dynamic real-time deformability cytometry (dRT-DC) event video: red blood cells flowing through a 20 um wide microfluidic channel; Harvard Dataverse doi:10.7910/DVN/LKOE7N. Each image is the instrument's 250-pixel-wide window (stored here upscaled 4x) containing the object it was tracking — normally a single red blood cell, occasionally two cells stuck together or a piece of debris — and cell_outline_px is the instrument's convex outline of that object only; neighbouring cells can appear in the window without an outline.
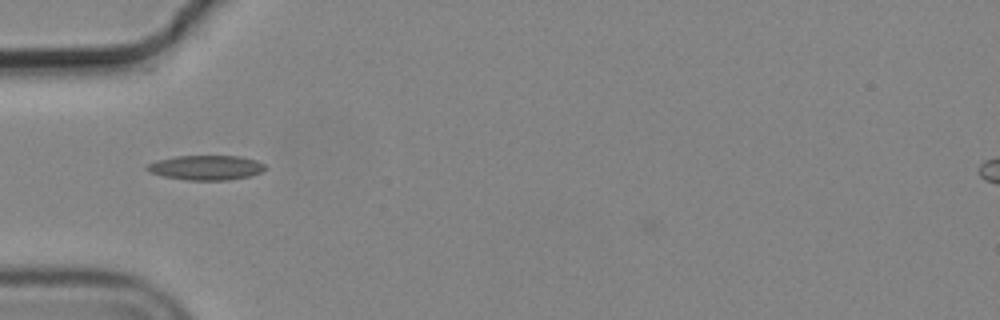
{"species": "common noctule bat (a hibernating species)", "species_latin": "Nyctalus noctula", "temperature_condition": "cold", "stored_images_in_passage": 39, "camera_frame_rate_fps": 3000, "um_per_image_px": 0.085, "animal": {"sex": "male", "body_mass_g": 19.2, "forearm_length_mm": 51.8}, "frame": {"image": 1, "passage_image": 2, "time_ms": 0.333, "image_size_px": [1000, 320], "cell_outline_px": [[268, 168], [260, 172], [248, 176], [228, 180], [188, 180], [164, 176], [148, 172], [144, 168], [148, 164], [156, 160], [176, 156], [240, 156], [256, 160], [264, 164]], "centroid_in_image_um": [17.5, 14.24], "position_along_channel_um": 67.5, "area_um2": 16.99}}
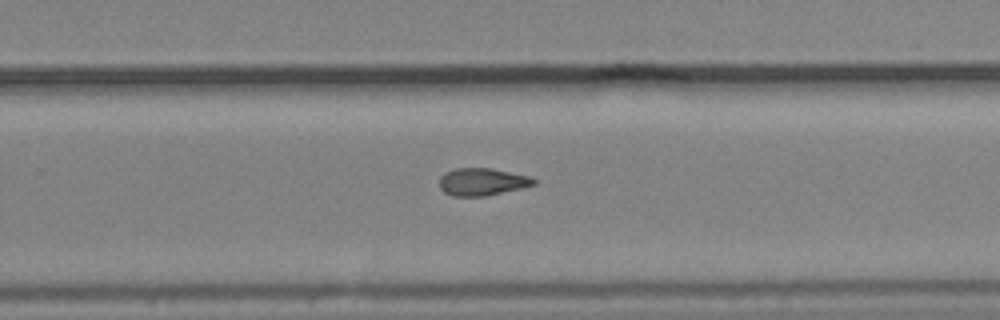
{"frame": {"image": 2, "passage_image": 20, "time_ms": 6.333, "image_size_px": [1000, 320], "cell_outline_px": [[536, 184], [520, 188], [484, 196], [452, 196], [444, 192], [440, 188], [440, 176], [444, 172], [456, 168], [492, 168], [532, 176], [536, 180]], "centroid_in_image_um": [40.98, 15.44], "position_along_channel_um": 288.8, "area_um2": 15.14}}
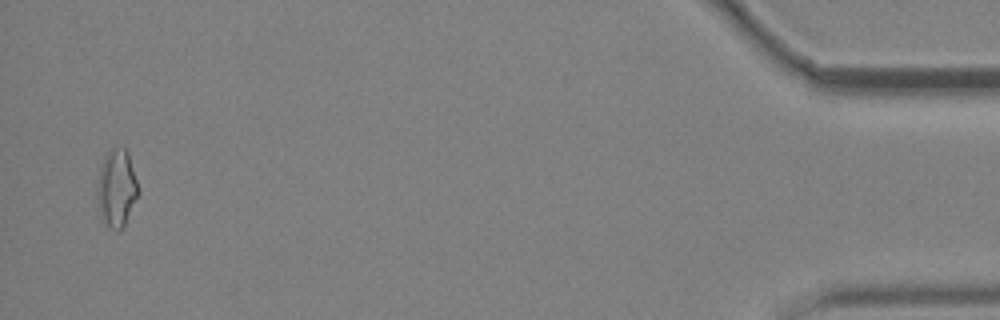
{"frame": {"image": 3, "passage_image": 38, "time_ms": 12.333, "image_size_px": [1000, 320], "cell_outline_px": [[140, 192], [124, 228], [116, 232], [100, 220], [96, 200], [96, 196], [100, 168], [104, 156], [112, 148], [124, 148], [128, 152]], "centroid_in_image_um": [9.9, 16.07], "position_along_channel_um": 425.3, "area_um2": 18.96}, "authors_computed_cell_mechanics": {"area_um2": 15.4904, "velocity_mm_per_s": 3.7015, "shape_relaxation_time_tau1_ms": null, "shape_relaxation_time_tau2_ms": 6.2695, "deformation_change_tau1": null, "deformation_change_tau2": 0.1499}}